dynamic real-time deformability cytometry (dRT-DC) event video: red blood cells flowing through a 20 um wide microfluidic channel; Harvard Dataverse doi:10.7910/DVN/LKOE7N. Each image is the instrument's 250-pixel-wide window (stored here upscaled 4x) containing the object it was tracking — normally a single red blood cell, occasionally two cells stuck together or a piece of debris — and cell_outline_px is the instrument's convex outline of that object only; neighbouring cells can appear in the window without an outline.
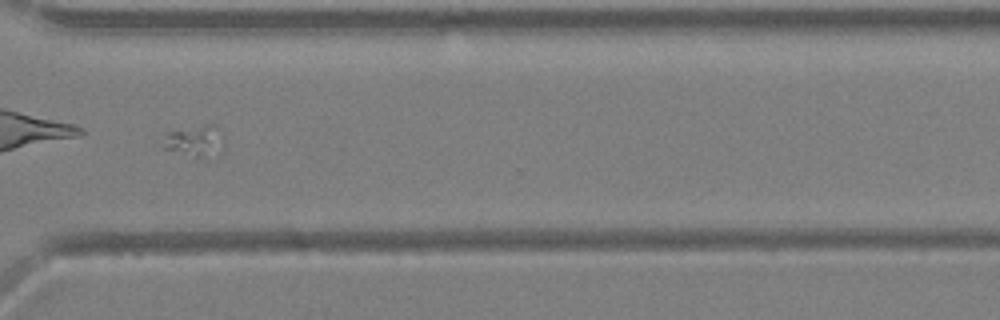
{"species": "Egyptian fruit bat (a non-hibernating species)", "species_latin": "Rousettus aegyptiacus", "temperature_condition": "warm", "stored_images_in_passage": 42, "segment_of_instrument_passage": [2, 2], "camera_frame_rate_fps": 3000, "um_per_image_px": 0.085, "animal": {"sex": "female"}, "frame": {"image": 1, "passage_image": 32, "time_ms": 10.333, "image_size_px": [1000, 320], "cell_outline_px": [[224, 152], [208, 160], [164, 148], [164, 144], [168, 132], [204, 124], [216, 124], [224, 136]], "centroid_in_image_um": [16.75, 12.01], "position_along_channel_um": 353.9, "area_um2": 11.44}}
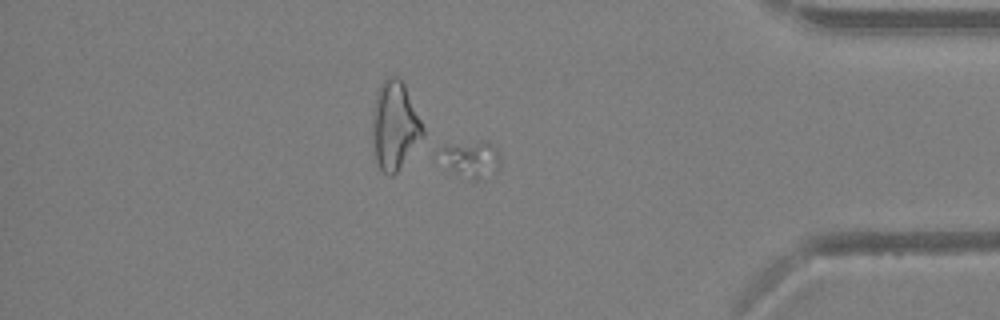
{"frame": {"image": 2, "passage_image": 36, "time_ms": 11.667, "image_size_px": [1000, 320], "cell_outline_px": [[500, 168], [496, 172], [476, 180], [472, 180], [432, 160], [432, 152], [448, 144], [492, 144], [496, 148], [500, 160]], "centroid_in_image_um": [39.86, 13.55], "position_along_channel_um": 395.3, "area_um2": 13.12}}